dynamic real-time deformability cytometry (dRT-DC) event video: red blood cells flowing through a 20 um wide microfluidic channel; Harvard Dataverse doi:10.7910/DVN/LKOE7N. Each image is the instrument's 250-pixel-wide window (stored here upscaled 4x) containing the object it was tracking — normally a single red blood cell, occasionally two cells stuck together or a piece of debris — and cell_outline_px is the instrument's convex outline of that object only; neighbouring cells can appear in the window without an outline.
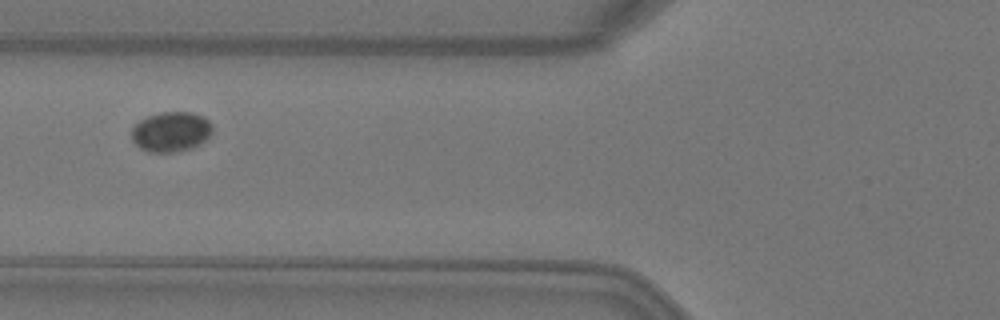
{"species": "Egyptian fruit bat (a non-hibernating species)", "species_latin": "Rousettus aegyptiacus", "temperature_condition": "warm", "stored_images_in_passage": 4, "camera_frame_rate_fps": 3000, "um_per_image_px": 0.085, "animal": {"sex": "female"}, "frame": {"image": 1, "passage_image": 4, "time_ms": 1.0, "image_size_px": [1000, 320], "cell_outline_px": [[212, 132], [200, 144], [188, 148], [172, 152], [148, 152], [140, 148], [132, 140], [132, 128], [140, 120], [148, 116], [160, 112], [192, 112], [204, 116], [212, 124]], "centroid_in_image_um": [14.53, 11.18], "position_along_channel_um": 111.3, "area_um2": 18.73}}